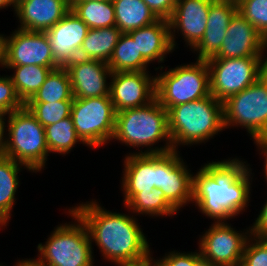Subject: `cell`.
Returning <instances> with one entry per match:
<instances>
[{
	"instance_id": "43",
	"label": "cell",
	"mask_w": 267,
	"mask_h": 266,
	"mask_svg": "<svg viewBox=\"0 0 267 266\" xmlns=\"http://www.w3.org/2000/svg\"><path fill=\"white\" fill-rule=\"evenodd\" d=\"M16 260L14 261V266H46L45 264H42L35 256L34 257H21L15 258Z\"/></svg>"
},
{
	"instance_id": "5",
	"label": "cell",
	"mask_w": 267,
	"mask_h": 266,
	"mask_svg": "<svg viewBox=\"0 0 267 266\" xmlns=\"http://www.w3.org/2000/svg\"><path fill=\"white\" fill-rule=\"evenodd\" d=\"M63 211L70 220L53 227L45 242L36 245L35 257L46 266H99L86 225L69 207Z\"/></svg>"
},
{
	"instance_id": "39",
	"label": "cell",
	"mask_w": 267,
	"mask_h": 266,
	"mask_svg": "<svg viewBox=\"0 0 267 266\" xmlns=\"http://www.w3.org/2000/svg\"><path fill=\"white\" fill-rule=\"evenodd\" d=\"M252 142L255 149L254 151L256 152L255 155L258 154V159L261 160L260 164L263 161L261 165L262 169L259 174L263 176L260 178H262L261 180L264 179L263 182H265L267 186V136L255 138Z\"/></svg>"
},
{
	"instance_id": "27",
	"label": "cell",
	"mask_w": 267,
	"mask_h": 266,
	"mask_svg": "<svg viewBox=\"0 0 267 266\" xmlns=\"http://www.w3.org/2000/svg\"><path fill=\"white\" fill-rule=\"evenodd\" d=\"M56 68L40 65L4 66L2 71L9 73L18 97L26 104L40 89L50 71Z\"/></svg>"
},
{
	"instance_id": "48",
	"label": "cell",
	"mask_w": 267,
	"mask_h": 266,
	"mask_svg": "<svg viewBox=\"0 0 267 266\" xmlns=\"http://www.w3.org/2000/svg\"><path fill=\"white\" fill-rule=\"evenodd\" d=\"M81 1H94V0H70V2H81ZM95 1H112V0H95Z\"/></svg>"
},
{
	"instance_id": "37",
	"label": "cell",
	"mask_w": 267,
	"mask_h": 266,
	"mask_svg": "<svg viewBox=\"0 0 267 266\" xmlns=\"http://www.w3.org/2000/svg\"><path fill=\"white\" fill-rule=\"evenodd\" d=\"M265 201V202H264ZM263 204L261 201V207L258 206L256 210L258 213L257 215L254 214L253 218L254 221L250 224L251 225V236L264 239L267 236V195L264 199Z\"/></svg>"
},
{
	"instance_id": "29",
	"label": "cell",
	"mask_w": 267,
	"mask_h": 266,
	"mask_svg": "<svg viewBox=\"0 0 267 266\" xmlns=\"http://www.w3.org/2000/svg\"><path fill=\"white\" fill-rule=\"evenodd\" d=\"M107 65L112 72L156 71L138 52L136 42L128 33L121 34Z\"/></svg>"
},
{
	"instance_id": "14",
	"label": "cell",
	"mask_w": 267,
	"mask_h": 266,
	"mask_svg": "<svg viewBox=\"0 0 267 266\" xmlns=\"http://www.w3.org/2000/svg\"><path fill=\"white\" fill-rule=\"evenodd\" d=\"M154 73V71L112 72L110 97L115 111L143 107L154 101L156 99Z\"/></svg>"
},
{
	"instance_id": "28",
	"label": "cell",
	"mask_w": 267,
	"mask_h": 266,
	"mask_svg": "<svg viewBox=\"0 0 267 266\" xmlns=\"http://www.w3.org/2000/svg\"><path fill=\"white\" fill-rule=\"evenodd\" d=\"M44 129L49 154L51 156L56 157L57 154L61 156V158H64L66 155L70 156L69 154L80 145L87 147V149L89 148L77 135L71 116L57 123L50 124L44 127Z\"/></svg>"
},
{
	"instance_id": "44",
	"label": "cell",
	"mask_w": 267,
	"mask_h": 266,
	"mask_svg": "<svg viewBox=\"0 0 267 266\" xmlns=\"http://www.w3.org/2000/svg\"><path fill=\"white\" fill-rule=\"evenodd\" d=\"M193 266H216L210 260L200 255L199 249L195 247L193 250Z\"/></svg>"
},
{
	"instance_id": "33",
	"label": "cell",
	"mask_w": 267,
	"mask_h": 266,
	"mask_svg": "<svg viewBox=\"0 0 267 266\" xmlns=\"http://www.w3.org/2000/svg\"><path fill=\"white\" fill-rule=\"evenodd\" d=\"M238 12L267 40V0H238Z\"/></svg>"
},
{
	"instance_id": "25",
	"label": "cell",
	"mask_w": 267,
	"mask_h": 266,
	"mask_svg": "<svg viewBox=\"0 0 267 266\" xmlns=\"http://www.w3.org/2000/svg\"><path fill=\"white\" fill-rule=\"evenodd\" d=\"M116 27L122 33H128L149 26L159 18L142 0H112Z\"/></svg>"
},
{
	"instance_id": "31",
	"label": "cell",
	"mask_w": 267,
	"mask_h": 266,
	"mask_svg": "<svg viewBox=\"0 0 267 266\" xmlns=\"http://www.w3.org/2000/svg\"><path fill=\"white\" fill-rule=\"evenodd\" d=\"M70 9L89 29L116 26L113 1L70 2Z\"/></svg>"
},
{
	"instance_id": "40",
	"label": "cell",
	"mask_w": 267,
	"mask_h": 266,
	"mask_svg": "<svg viewBox=\"0 0 267 266\" xmlns=\"http://www.w3.org/2000/svg\"><path fill=\"white\" fill-rule=\"evenodd\" d=\"M151 266V254L144 259H133V260H121L112 261L108 263V266Z\"/></svg>"
},
{
	"instance_id": "21",
	"label": "cell",
	"mask_w": 267,
	"mask_h": 266,
	"mask_svg": "<svg viewBox=\"0 0 267 266\" xmlns=\"http://www.w3.org/2000/svg\"><path fill=\"white\" fill-rule=\"evenodd\" d=\"M128 34L136 42L138 52L151 66L153 65L154 70L165 66L168 57H172L175 53L170 39L169 20L159 19L149 26L132 30Z\"/></svg>"
},
{
	"instance_id": "38",
	"label": "cell",
	"mask_w": 267,
	"mask_h": 266,
	"mask_svg": "<svg viewBox=\"0 0 267 266\" xmlns=\"http://www.w3.org/2000/svg\"><path fill=\"white\" fill-rule=\"evenodd\" d=\"M159 19L169 20L177 0H142Z\"/></svg>"
},
{
	"instance_id": "49",
	"label": "cell",
	"mask_w": 267,
	"mask_h": 266,
	"mask_svg": "<svg viewBox=\"0 0 267 266\" xmlns=\"http://www.w3.org/2000/svg\"><path fill=\"white\" fill-rule=\"evenodd\" d=\"M12 1H13L14 5L16 6L17 4H19L23 0H12Z\"/></svg>"
},
{
	"instance_id": "26",
	"label": "cell",
	"mask_w": 267,
	"mask_h": 266,
	"mask_svg": "<svg viewBox=\"0 0 267 266\" xmlns=\"http://www.w3.org/2000/svg\"><path fill=\"white\" fill-rule=\"evenodd\" d=\"M121 34L122 32L116 26L89 29L78 58L101 60L108 63Z\"/></svg>"
},
{
	"instance_id": "41",
	"label": "cell",
	"mask_w": 267,
	"mask_h": 266,
	"mask_svg": "<svg viewBox=\"0 0 267 266\" xmlns=\"http://www.w3.org/2000/svg\"><path fill=\"white\" fill-rule=\"evenodd\" d=\"M163 153L156 154V188H162Z\"/></svg>"
},
{
	"instance_id": "30",
	"label": "cell",
	"mask_w": 267,
	"mask_h": 266,
	"mask_svg": "<svg viewBox=\"0 0 267 266\" xmlns=\"http://www.w3.org/2000/svg\"><path fill=\"white\" fill-rule=\"evenodd\" d=\"M74 100L70 77L65 67L50 71L44 83L27 103H51Z\"/></svg>"
},
{
	"instance_id": "36",
	"label": "cell",
	"mask_w": 267,
	"mask_h": 266,
	"mask_svg": "<svg viewBox=\"0 0 267 266\" xmlns=\"http://www.w3.org/2000/svg\"><path fill=\"white\" fill-rule=\"evenodd\" d=\"M182 250L185 249H167L160 256L158 254L154 256V250H152L151 266H193V250Z\"/></svg>"
},
{
	"instance_id": "47",
	"label": "cell",
	"mask_w": 267,
	"mask_h": 266,
	"mask_svg": "<svg viewBox=\"0 0 267 266\" xmlns=\"http://www.w3.org/2000/svg\"><path fill=\"white\" fill-rule=\"evenodd\" d=\"M8 228L9 225L0 217V231L8 230Z\"/></svg>"
},
{
	"instance_id": "18",
	"label": "cell",
	"mask_w": 267,
	"mask_h": 266,
	"mask_svg": "<svg viewBox=\"0 0 267 266\" xmlns=\"http://www.w3.org/2000/svg\"><path fill=\"white\" fill-rule=\"evenodd\" d=\"M88 26L70 9L65 16L45 33L55 61L60 67L78 58Z\"/></svg>"
},
{
	"instance_id": "7",
	"label": "cell",
	"mask_w": 267,
	"mask_h": 266,
	"mask_svg": "<svg viewBox=\"0 0 267 266\" xmlns=\"http://www.w3.org/2000/svg\"><path fill=\"white\" fill-rule=\"evenodd\" d=\"M192 61L173 67L166 63L155 71L156 99L167 111L178 104L211 95L206 60Z\"/></svg>"
},
{
	"instance_id": "32",
	"label": "cell",
	"mask_w": 267,
	"mask_h": 266,
	"mask_svg": "<svg viewBox=\"0 0 267 266\" xmlns=\"http://www.w3.org/2000/svg\"><path fill=\"white\" fill-rule=\"evenodd\" d=\"M74 100H65L49 103H26L25 106L36 117L37 121L46 127L50 124L71 116Z\"/></svg>"
},
{
	"instance_id": "22",
	"label": "cell",
	"mask_w": 267,
	"mask_h": 266,
	"mask_svg": "<svg viewBox=\"0 0 267 266\" xmlns=\"http://www.w3.org/2000/svg\"><path fill=\"white\" fill-rule=\"evenodd\" d=\"M120 192H147L156 188V154L122 156Z\"/></svg>"
},
{
	"instance_id": "46",
	"label": "cell",
	"mask_w": 267,
	"mask_h": 266,
	"mask_svg": "<svg viewBox=\"0 0 267 266\" xmlns=\"http://www.w3.org/2000/svg\"><path fill=\"white\" fill-rule=\"evenodd\" d=\"M15 5H14V3H13V1L12 0H0V12H1V10H2V12L4 11L5 12V10L6 11H8V9H10V11L9 12H13V14H14V12H15ZM5 9V10H4Z\"/></svg>"
},
{
	"instance_id": "45",
	"label": "cell",
	"mask_w": 267,
	"mask_h": 266,
	"mask_svg": "<svg viewBox=\"0 0 267 266\" xmlns=\"http://www.w3.org/2000/svg\"><path fill=\"white\" fill-rule=\"evenodd\" d=\"M5 38L6 33L3 31L0 32V71L3 70L5 64Z\"/></svg>"
},
{
	"instance_id": "10",
	"label": "cell",
	"mask_w": 267,
	"mask_h": 266,
	"mask_svg": "<svg viewBox=\"0 0 267 266\" xmlns=\"http://www.w3.org/2000/svg\"><path fill=\"white\" fill-rule=\"evenodd\" d=\"M210 93L224 102L266 73V57L209 58Z\"/></svg>"
},
{
	"instance_id": "35",
	"label": "cell",
	"mask_w": 267,
	"mask_h": 266,
	"mask_svg": "<svg viewBox=\"0 0 267 266\" xmlns=\"http://www.w3.org/2000/svg\"><path fill=\"white\" fill-rule=\"evenodd\" d=\"M240 266H267V242L251 236L245 245Z\"/></svg>"
},
{
	"instance_id": "34",
	"label": "cell",
	"mask_w": 267,
	"mask_h": 266,
	"mask_svg": "<svg viewBox=\"0 0 267 266\" xmlns=\"http://www.w3.org/2000/svg\"><path fill=\"white\" fill-rule=\"evenodd\" d=\"M25 104L18 97L11 78L7 71L0 74V116L6 117L9 113L23 108Z\"/></svg>"
},
{
	"instance_id": "15",
	"label": "cell",
	"mask_w": 267,
	"mask_h": 266,
	"mask_svg": "<svg viewBox=\"0 0 267 266\" xmlns=\"http://www.w3.org/2000/svg\"><path fill=\"white\" fill-rule=\"evenodd\" d=\"M181 151L163 153L162 188L166 200L180 213L191 209L193 199V174ZM190 165V166H189ZM191 169H190V168Z\"/></svg>"
},
{
	"instance_id": "24",
	"label": "cell",
	"mask_w": 267,
	"mask_h": 266,
	"mask_svg": "<svg viewBox=\"0 0 267 266\" xmlns=\"http://www.w3.org/2000/svg\"><path fill=\"white\" fill-rule=\"evenodd\" d=\"M25 170L30 173V176L34 175L25 165L6 156L0 157V217L8 225L15 216L14 208L19 200L18 194L21 193L18 189L23 183L21 175H23V171L26 172Z\"/></svg>"
},
{
	"instance_id": "2",
	"label": "cell",
	"mask_w": 267,
	"mask_h": 266,
	"mask_svg": "<svg viewBox=\"0 0 267 266\" xmlns=\"http://www.w3.org/2000/svg\"><path fill=\"white\" fill-rule=\"evenodd\" d=\"M101 202L93 197L68 205L87 227L94 258L97 249L102 264L147 258L154 244L150 242L152 238H148L141 218L133 215L125 205L119 212L115 208H105Z\"/></svg>"
},
{
	"instance_id": "8",
	"label": "cell",
	"mask_w": 267,
	"mask_h": 266,
	"mask_svg": "<svg viewBox=\"0 0 267 266\" xmlns=\"http://www.w3.org/2000/svg\"><path fill=\"white\" fill-rule=\"evenodd\" d=\"M223 113L226 132L243 130L252 141L267 136V72L224 101Z\"/></svg>"
},
{
	"instance_id": "17",
	"label": "cell",
	"mask_w": 267,
	"mask_h": 266,
	"mask_svg": "<svg viewBox=\"0 0 267 266\" xmlns=\"http://www.w3.org/2000/svg\"><path fill=\"white\" fill-rule=\"evenodd\" d=\"M74 98H93L110 95L112 71L106 62L76 58L65 66Z\"/></svg>"
},
{
	"instance_id": "51",
	"label": "cell",
	"mask_w": 267,
	"mask_h": 266,
	"mask_svg": "<svg viewBox=\"0 0 267 266\" xmlns=\"http://www.w3.org/2000/svg\"><path fill=\"white\" fill-rule=\"evenodd\" d=\"M266 72H267V56H266Z\"/></svg>"
},
{
	"instance_id": "9",
	"label": "cell",
	"mask_w": 267,
	"mask_h": 266,
	"mask_svg": "<svg viewBox=\"0 0 267 266\" xmlns=\"http://www.w3.org/2000/svg\"><path fill=\"white\" fill-rule=\"evenodd\" d=\"M71 117L77 135L90 150H103L110 145L116 121V111L110 95L74 98Z\"/></svg>"
},
{
	"instance_id": "12",
	"label": "cell",
	"mask_w": 267,
	"mask_h": 266,
	"mask_svg": "<svg viewBox=\"0 0 267 266\" xmlns=\"http://www.w3.org/2000/svg\"><path fill=\"white\" fill-rule=\"evenodd\" d=\"M212 1L177 0L174 12L169 19L170 39L175 52L180 50L181 41L183 47L187 49L185 51L188 52L201 41L206 30Z\"/></svg>"
},
{
	"instance_id": "6",
	"label": "cell",
	"mask_w": 267,
	"mask_h": 266,
	"mask_svg": "<svg viewBox=\"0 0 267 266\" xmlns=\"http://www.w3.org/2000/svg\"><path fill=\"white\" fill-rule=\"evenodd\" d=\"M5 156L25 165L35 175L48 169L51 156L45 129L26 106L6 116Z\"/></svg>"
},
{
	"instance_id": "19",
	"label": "cell",
	"mask_w": 267,
	"mask_h": 266,
	"mask_svg": "<svg viewBox=\"0 0 267 266\" xmlns=\"http://www.w3.org/2000/svg\"><path fill=\"white\" fill-rule=\"evenodd\" d=\"M238 12L236 1L213 0L208 12L206 30L201 41L189 52L195 60H207L220 50L227 27ZM194 55V56H193Z\"/></svg>"
},
{
	"instance_id": "13",
	"label": "cell",
	"mask_w": 267,
	"mask_h": 266,
	"mask_svg": "<svg viewBox=\"0 0 267 266\" xmlns=\"http://www.w3.org/2000/svg\"><path fill=\"white\" fill-rule=\"evenodd\" d=\"M8 33L5 38L4 66L40 65L43 67H60L54 59L45 32L15 28L9 30Z\"/></svg>"
},
{
	"instance_id": "11",
	"label": "cell",
	"mask_w": 267,
	"mask_h": 266,
	"mask_svg": "<svg viewBox=\"0 0 267 266\" xmlns=\"http://www.w3.org/2000/svg\"><path fill=\"white\" fill-rule=\"evenodd\" d=\"M206 223L208 226L195 239L200 255L216 266H240L251 225L246 223L240 229L234 225L236 222Z\"/></svg>"
},
{
	"instance_id": "23",
	"label": "cell",
	"mask_w": 267,
	"mask_h": 266,
	"mask_svg": "<svg viewBox=\"0 0 267 266\" xmlns=\"http://www.w3.org/2000/svg\"><path fill=\"white\" fill-rule=\"evenodd\" d=\"M122 196V204L138 218L151 219H172L179 216V213L165 198L164 192L159 188L147 192H119ZM178 215V216H177Z\"/></svg>"
},
{
	"instance_id": "20",
	"label": "cell",
	"mask_w": 267,
	"mask_h": 266,
	"mask_svg": "<svg viewBox=\"0 0 267 266\" xmlns=\"http://www.w3.org/2000/svg\"><path fill=\"white\" fill-rule=\"evenodd\" d=\"M70 10V0H23L13 17L18 29L46 32Z\"/></svg>"
},
{
	"instance_id": "1",
	"label": "cell",
	"mask_w": 267,
	"mask_h": 266,
	"mask_svg": "<svg viewBox=\"0 0 267 266\" xmlns=\"http://www.w3.org/2000/svg\"><path fill=\"white\" fill-rule=\"evenodd\" d=\"M206 162L193 174L191 210L194 208L197 215L210 223L232 222L251 212L253 187L259 183L255 181L258 174L254 164L236 154Z\"/></svg>"
},
{
	"instance_id": "3",
	"label": "cell",
	"mask_w": 267,
	"mask_h": 266,
	"mask_svg": "<svg viewBox=\"0 0 267 266\" xmlns=\"http://www.w3.org/2000/svg\"><path fill=\"white\" fill-rule=\"evenodd\" d=\"M114 143L128 149L129 152L126 151L122 156L173 151L168 130V111L155 99L143 107L116 112L110 146Z\"/></svg>"
},
{
	"instance_id": "42",
	"label": "cell",
	"mask_w": 267,
	"mask_h": 266,
	"mask_svg": "<svg viewBox=\"0 0 267 266\" xmlns=\"http://www.w3.org/2000/svg\"><path fill=\"white\" fill-rule=\"evenodd\" d=\"M6 147V117L0 116V157L5 156Z\"/></svg>"
},
{
	"instance_id": "50",
	"label": "cell",
	"mask_w": 267,
	"mask_h": 266,
	"mask_svg": "<svg viewBox=\"0 0 267 266\" xmlns=\"http://www.w3.org/2000/svg\"><path fill=\"white\" fill-rule=\"evenodd\" d=\"M0 266H10V265H7L5 262L0 261ZM12 266H14V262Z\"/></svg>"
},
{
	"instance_id": "4",
	"label": "cell",
	"mask_w": 267,
	"mask_h": 266,
	"mask_svg": "<svg viewBox=\"0 0 267 266\" xmlns=\"http://www.w3.org/2000/svg\"><path fill=\"white\" fill-rule=\"evenodd\" d=\"M168 130L173 150L207 145L225 131L223 102L210 95L171 107Z\"/></svg>"
},
{
	"instance_id": "16",
	"label": "cell",
	"mask_w": 267,
	"mask_h": 266,
	"mask_svg": "<svg viewBox=\"0 0 267 266\" xmlns=\"http://www.w3.org/2000/svg\"><path fill=\"white\" fill-rule=\"evenodd\" d=\"M267 40L239 12L227 27L219 52L212 58L266 57Z\"/></svg>"
}]
</instances>
